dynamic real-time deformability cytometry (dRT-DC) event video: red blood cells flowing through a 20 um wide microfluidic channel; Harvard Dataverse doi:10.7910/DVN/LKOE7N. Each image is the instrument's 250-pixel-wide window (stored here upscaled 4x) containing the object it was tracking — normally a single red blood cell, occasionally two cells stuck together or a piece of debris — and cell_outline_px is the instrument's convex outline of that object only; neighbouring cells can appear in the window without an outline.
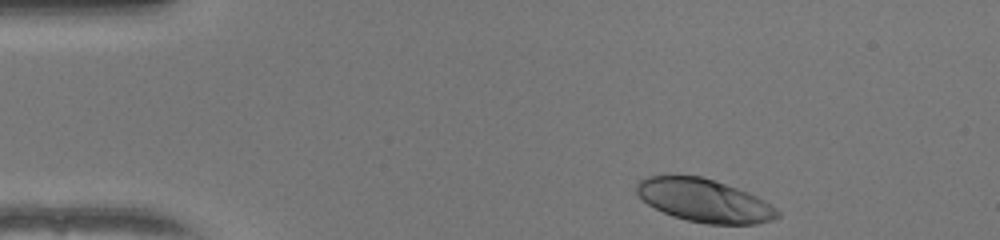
{"species": "human", "species_latin": "Homo sapiens", "temperature_condition": "warm", "stored_images_in_passage": 45, "camera_frame_rate_fps": 3000, "um_per_image_px": 0.085, "donor": {"sex": "female"}, "frame": {"image": 1, "passage_image": 1, "time_ms": 0.0, "image_size_px": [1000, 240], "cell_outline_px": [[780, 216], [772, 220], [756, 224], [708, 224], [688, 220], [672, 216], [648, 204], [636, 192], [636, 184], [640, 180], [648, 176], [700, 176], [748, 192], [756, 196], [776, 208], [780, 212]], "centroid_in_image_um": [59.87, 17.06], "position_along_channel_um": 25.1, "area_um2": 34.85}}
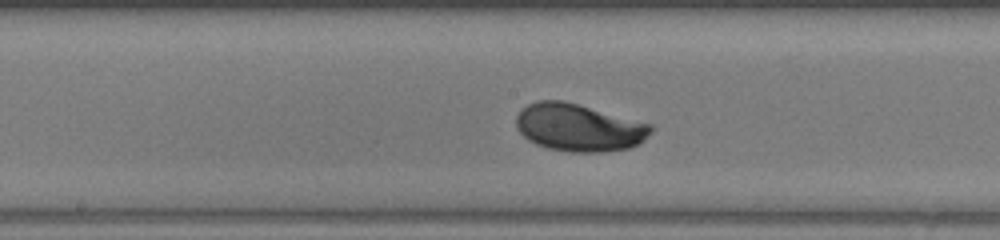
{"frame": {"image": 2, "passage_image": 20, "time_ms": 6.333, "image_size_px": [1000, 240], "cell_outline_px": [[652, 132], [640, 144], [628, 148], [600, 152], [572, 152], [548, 148], [536, 144], [528, 140], [516, 128], [516, 116], [520, 108], [536, 100], [564, 100], [652, 124]], "centroid_in_image_um": [49.18, 10.83], "position_along_channel_um": 199.0, "area_um2": 37.51}}
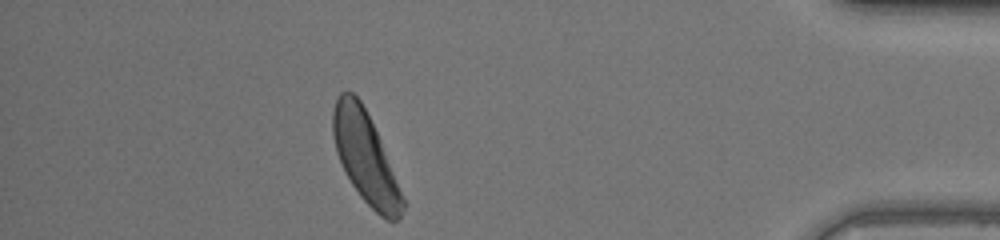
{"frame": {"image": 3, "passage_image": 39, "time_ms": 12.667, "image_size_px": [1000, 240], "cell_outline_px": [[404, 208], [400, 220], [384, 220], [360, 196], [344, 172], [336, 152], [332, 132], [332, 112], [336, 100], [340, 92], [352, 92], [360, 100], [380, 140], [404, 200]], "centroid_in_image_um": [31.03, 13.4], "position_along_channel_um": 404.2, "area_um2": 36.24}, "authors_computed_cell_mechanics": {"area_um2": 36.7608, "velocity_mm_per_s": 3.9972, "shape_relaxation_time_tau1_ms": 2.8786, "shape_relaxation_time_tau2_ms": null, "deformation_change_tau1": 0.1652, "deformation_change_tau2": null}}